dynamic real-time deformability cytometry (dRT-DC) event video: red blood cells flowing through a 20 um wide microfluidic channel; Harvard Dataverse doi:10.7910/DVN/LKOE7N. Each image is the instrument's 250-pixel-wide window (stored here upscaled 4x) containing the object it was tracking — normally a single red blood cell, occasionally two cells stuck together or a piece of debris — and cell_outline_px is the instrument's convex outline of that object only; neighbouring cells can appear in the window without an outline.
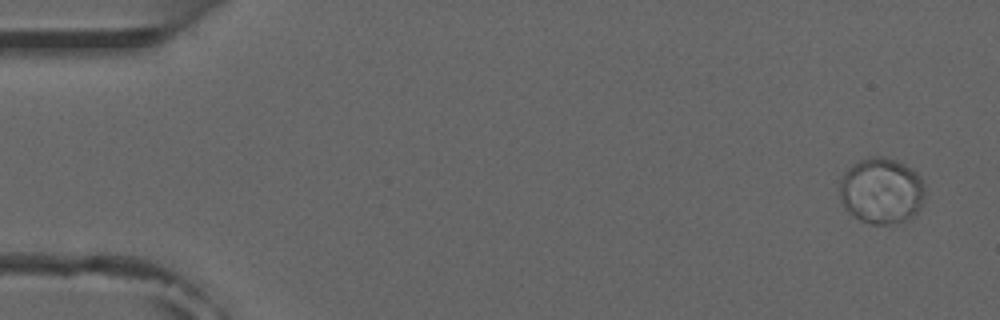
{"species": "common noctule bat (a hibernating species)", "species_latin": "Nyctalus noctula", "temperature_condition": "room temperature", "stored_images_in_passage": 5, "camera_frame_rate_fps": 3000, "um_per_image_px": 0.085, "animal": {"sex": "male", "forearm_length_mm": 52.5}, "frame": {"image": 1, "passage_image": 1, "time_ms": 0.0, "image_size_px": [1000, 320], "cell_outline_px": [[924, 196], [920, 208], [908, 220], [888, 224], [872, 224], [860, 220], [844, 208], [840, 196], [840, 180], [844, 172], [852, 164], [868, 156], [884, 156], [896, 160], [904, 164], [916, 172], [920, 176], [924, 184]], "centroid_in_image_um": [74.92, 16.2], "position_along_channel_um": 10.1, "area_um2": 33.0}}